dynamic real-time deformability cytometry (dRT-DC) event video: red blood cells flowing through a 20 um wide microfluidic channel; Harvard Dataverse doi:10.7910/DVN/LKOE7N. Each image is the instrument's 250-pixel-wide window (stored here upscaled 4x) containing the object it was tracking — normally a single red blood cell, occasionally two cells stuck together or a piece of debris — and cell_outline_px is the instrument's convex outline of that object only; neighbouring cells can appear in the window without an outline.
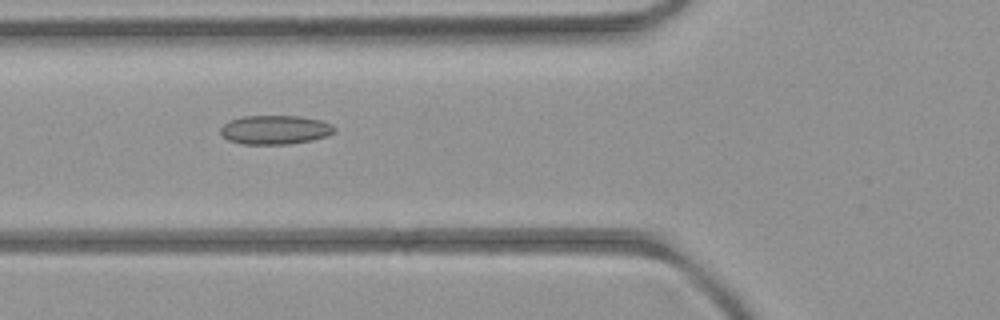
{"species": "common noctule bat (a hibernating species)", "species_latin": "Nyctalus noctula", "temperature_condition": "room temperature", "stored_images_in_passage": 7, "camera_frame_rate_fps": 3000, "um_per_image_px": 0.085, "animal": {"sex": "female", "body_mass_g": 21.9}, "frame": {"image": 1, "passage_image": 5, "time_ms": 4.333, "image_size_px": [1000, 320], "cell_outline_px": [[336, 132], [328, 136], [312, 140], [288, 144], [244, 144], [228, 140], [220, 132], [220, 128], [228, 120], [244, 116], [300, 116], [320, 120], [332, 124], [336, 128]], "centroid_in_image_um": [23.41, 11.03], "position_along_channel_um": 102.4, "area_um2": 19.36}}
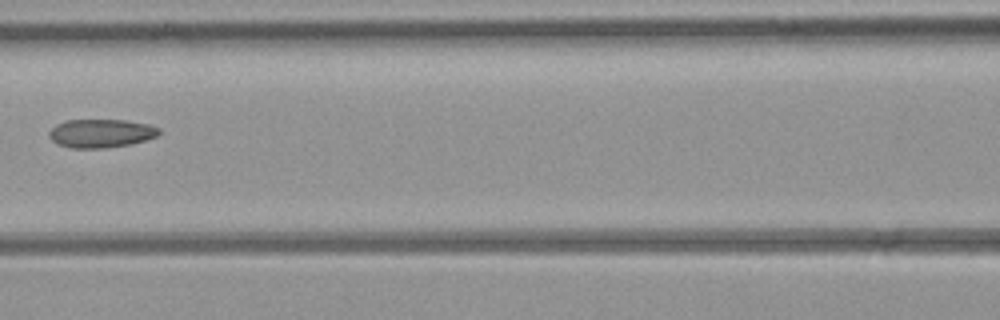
{"frame": {"image": 2, "passage_image": 6, "time_ms": 5.667, "image_size_px": [1000, 320], "cell_outline_px": [[160, 132], [156, 136], [132, 144], [100, 148], [72, 148], [56, 144], [48, 136], [48, 132], [56, 124], [68, 120], [124, 120], [148, 124], [160, 128]], "centroid_in_image_um": [8.56, 11.33], "position_along_channel_um": 158.0, "area_um2": 18.21}}
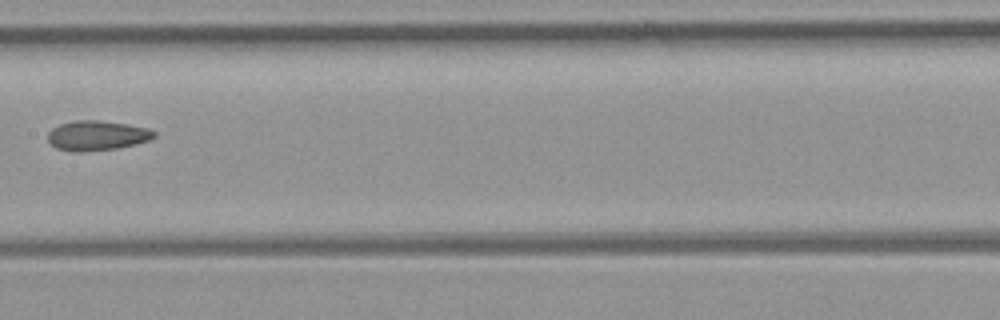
{"frame": {"image": 3, "passage_image": 7, "time_ms": 6.667, "image_size_px": [1000, 320], "cell_outline_px": [[156, 136], [148, 140], [136, 144], [116, 148], [80, 152], [72, 152], [56, 148], [48, 144], [48, 132], [52, 128], [60, 124], [76, 120], [96, 120], [124, 124], [148, 128], [156, 132]], "centroid_in_image_um": [8.2, 11.53], "position_along_channel_um": 199.2, "area_um2": 18.44}}